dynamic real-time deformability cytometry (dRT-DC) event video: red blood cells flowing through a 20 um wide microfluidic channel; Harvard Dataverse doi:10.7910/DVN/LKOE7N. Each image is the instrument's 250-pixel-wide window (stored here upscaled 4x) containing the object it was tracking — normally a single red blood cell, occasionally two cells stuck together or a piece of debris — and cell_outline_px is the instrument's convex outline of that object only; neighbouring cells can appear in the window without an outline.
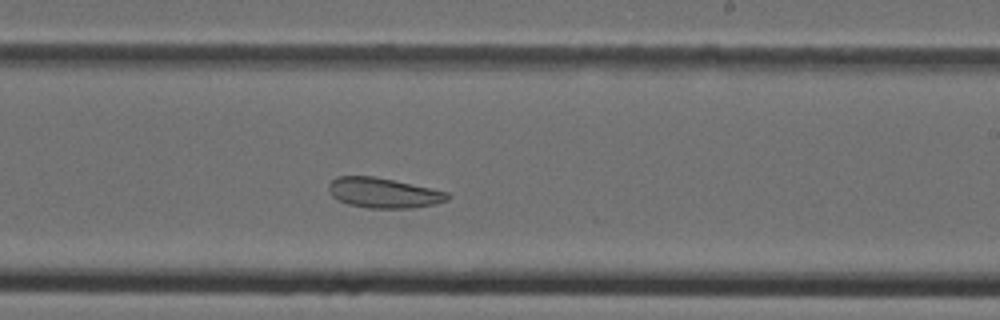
{"species": "Egyptian fruit bat (a non-hibernating species)", "species_latin": "Rousettus aegyptiacus", "temperature_condition": "cold", "stored_images_in_passage": 34, "camera_frame_rate_fps": 3000, "um_per_image_px": 0.085, "animal": {"sex": "female"}, "frame": {"image": 1, "passage_image": 20, "time_ms": 6.333, "image_size_px": [1000, 320], "cell_outline_px": [[452, 196], [448, 200], [436, 204], [412, 208], [368, 208], [348, 204], [332, 196], [328, 188], [328, 184], [336, 176], [372, 176], [392, 180], [448, 192]], "centroid_in_image_um": [32.61, 16.4], "position_along_channel_um": 256.4, "area_um2": 20.75}}